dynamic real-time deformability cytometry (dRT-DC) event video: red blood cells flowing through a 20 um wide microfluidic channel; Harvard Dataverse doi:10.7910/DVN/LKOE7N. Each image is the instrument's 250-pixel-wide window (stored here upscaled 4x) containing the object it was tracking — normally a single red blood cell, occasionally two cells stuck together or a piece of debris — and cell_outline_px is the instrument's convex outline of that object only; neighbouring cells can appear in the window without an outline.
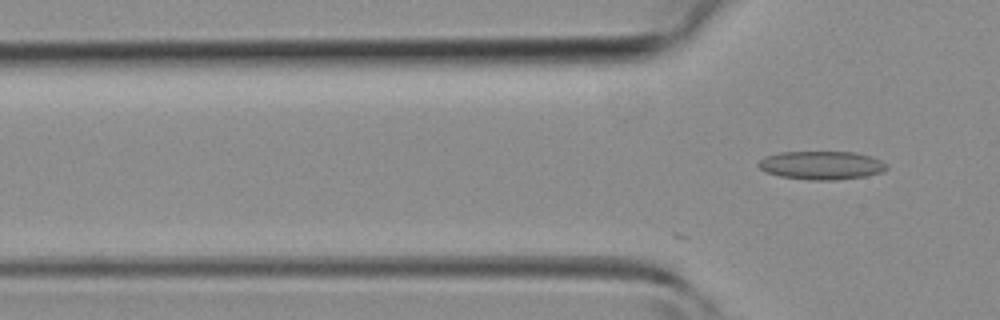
{"species": "common noctule bat (a hibernating species)", "species_latin": "Nyctalus noctula", "temperature_condition": "room temperature", "stored_images_in_passage": 5, "camera_frame_rate_fps": 3000, "um_per_image_px": 0.085, "animal": {"sex": "female", "body_mass_g": 19.3, "forearm_length_mm": 54.1}, "frame": {"image": 1, "passage_image": 5, "time_ms": 1.333, "image_size_px": [1000, 320], "cell_outline_px": [[888, 168], [880, 172], [864, 176], [836, 180], [808, 180], [780, 176], [764, 172], [756, 164], [764, 156], [780, 152], [856, 152], [880, 160], [888, 164]], "centroid_in_image_um": [69.78, 14.05], "position_along_channel_um": 56.0, "area_um2": 21.27}}